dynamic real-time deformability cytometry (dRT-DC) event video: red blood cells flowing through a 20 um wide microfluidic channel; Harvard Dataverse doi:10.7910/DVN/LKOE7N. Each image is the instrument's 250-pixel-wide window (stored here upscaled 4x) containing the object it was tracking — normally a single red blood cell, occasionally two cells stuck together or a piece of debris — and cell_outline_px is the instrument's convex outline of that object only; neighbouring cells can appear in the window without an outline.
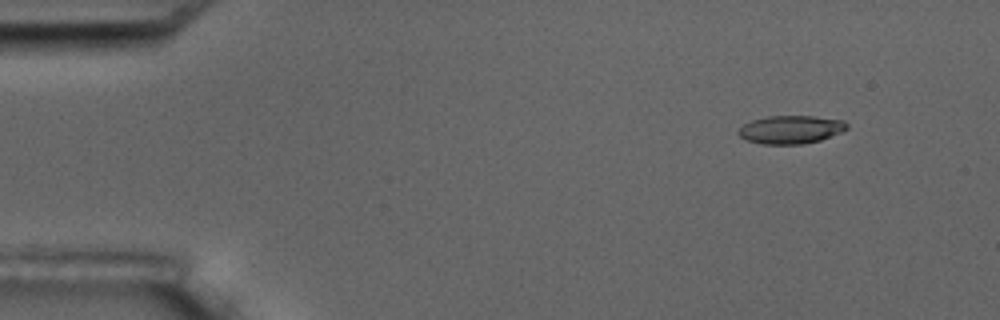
{"species": "common noctule bat (a hibernating species)", "species_latin": "Nyctalus noctula", "temperature_condition": "room temperature", "stored_images_in_passage": 5, "camera_frame_rate_fps": 3000, "um_per_image_px": 0.085, "animal": {"sex": "male", "body_mass_g": 17.5, "forearm_length_mm": 52.3}, "frame": {"image": 1, "passage_image": 2, "time_ms": 1.333, "image_size_px": [1000, 320], "cell_outline_px": [[848, 128], [844, 132], [820, 140], [804, 144], [760, 144], [744, 140], [736, 132], [744, 124], [752, 120], [768, 116], [812, 116], [844, 120], [848, 124]], "centroid_in_image_um": [67.23, 11.02], "position_along_channel_um": 17.8, "area_um2": 18.03}}
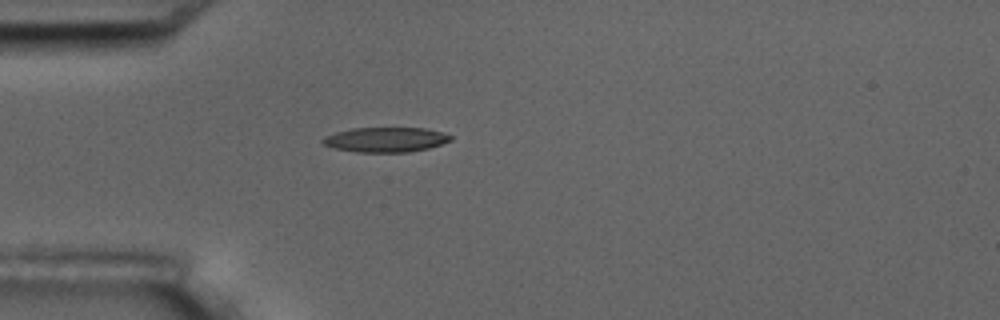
{"frame": {"image": 2, "passage_image": 5, "time_ms": 4.667, "image_size_px": [1000, 320], "cell_outline_px": [[452, 140], [428, 148], [408, 152], [356, 152], [336, 148], [324, 144], [320, 140], [324, 136], [336, 132], [352, 128], [424, 128], [440, 132], [452, 136]], "centroid_in_image_um": [32.76, 11.87], "position_along_channel_um": 52.2, "area_um2": 18.32}}